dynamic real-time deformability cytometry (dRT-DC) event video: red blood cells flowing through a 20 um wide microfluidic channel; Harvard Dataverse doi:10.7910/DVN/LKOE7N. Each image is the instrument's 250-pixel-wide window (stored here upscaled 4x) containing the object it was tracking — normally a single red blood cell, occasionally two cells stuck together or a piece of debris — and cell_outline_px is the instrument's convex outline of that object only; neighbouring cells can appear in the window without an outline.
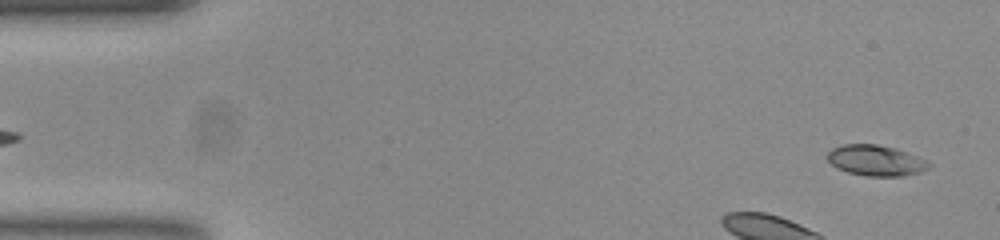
{"species": "common noctule bat (a hibernating species)", "species_latin": "Nyctalus noctula", "temperature_condition": "room temperature", "stored_images_in_passage": 44, "camera_frame_rate_fps": 3000, "um_per_image_px": 0.085, "animal": {"sex": "female", "body_mass_g": 23.0, "forearm_length_mm": 53.4}, "frame": {"image": 1, "passage_image": 2, "time_ms": 0.333, "image_size_px": [1000, 240], "cell_outline_px": [[932, 164], [928, 168], [920, 172], [904, 176], [864, 176], [848, 172], [836, 168], [828, 160], [828, 152], [832, 148], [844, 144], [876, 144], [896, 148], [916, 156]], "centroid_in_image_um": [74.43, 13.64], "position_along_channel_um": 10.6, "area_um2": 18.09}}
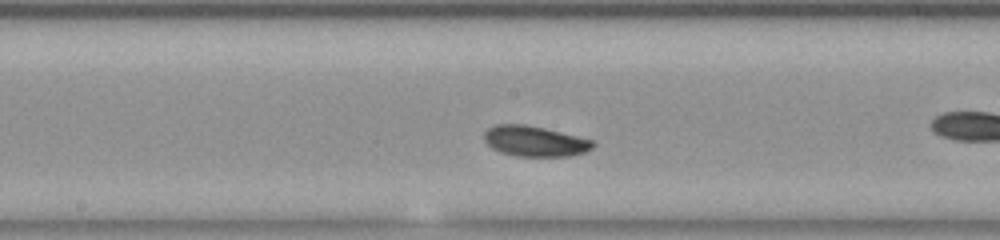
{"frame": {"image": 2, "passage_image": 24, "time_ms": 7.667, "image_size_px": [1000, 240], "cell_outline_px": [[596, 144], [592, 148], [584, 152], [568, 156], [516, 156], [500, 152], [492, 148], [484, 140], [484, 132], [488, 128], [496, 124], [524, 124], [544, 128], [592, 140]], "centroid_in_image_um": [45.42, 12.0], "position_along_channel_um": 202.8, "area_um2": 19.19}}
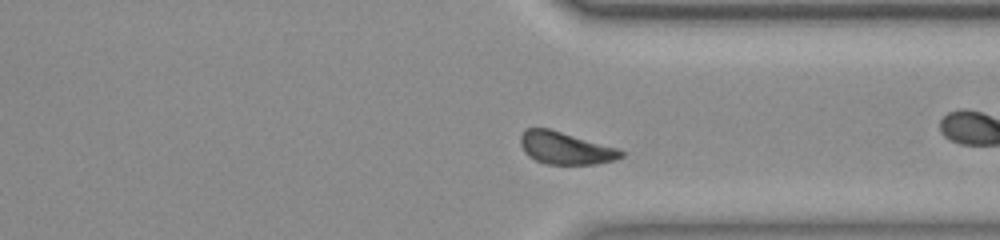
{"frame": {"image": 3, "passage_image": 37, "time_ms": 12.0, "image_size_px": [1000, 240], "cell_outline_px": [[624, 156], [616, 160], [596, 164], [548, 164], [536, 160], [528, 156], [524, 152], [520, 144], [520, 136], [528, 128], [548, 128], [616, 148], [624, 152]], "centroid_in_image_um": [48.05, 12.6], "position_along_channel_um": 363.4, "area_um2": 18.73}, "authors_computed_cell_mechanics": {"area_um2": 19.0162, "velocity_mm_per_s": 3.7119, "shape_relaxation_time_tau1_ms": 1.3276, "shape_relaxation_time_tau2_ms": 3.9844, "deformation_change_tau1": 0.0846, "deformation_change_tau2": 0.0867}}